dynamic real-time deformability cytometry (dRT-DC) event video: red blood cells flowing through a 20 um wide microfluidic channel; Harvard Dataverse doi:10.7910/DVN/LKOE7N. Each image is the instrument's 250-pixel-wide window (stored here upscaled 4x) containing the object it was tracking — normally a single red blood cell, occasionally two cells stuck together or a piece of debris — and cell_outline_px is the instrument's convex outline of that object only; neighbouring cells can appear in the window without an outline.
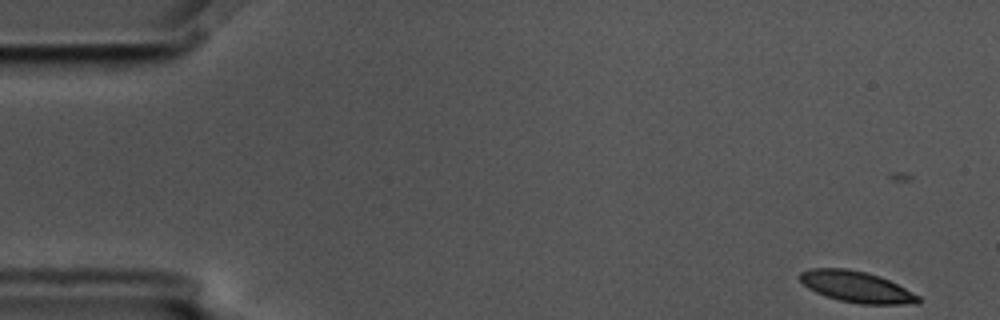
{"species": "common noctule bat (a hibernating species)", "species_latin": "Nyctalus noctula", "temperature_condition": "cold", "stored_images_in_passage": 40, "camera_frame_rate_fps": 3000, "um_per_image_px": 0.085, "animal": {"sex": "male", "body_mass_g": 17.5, "forearm_length_mm": 52.3}, "frame": {"image": 1, "passage_image": 1, "time_ms": 0.0, "image_size_px": [1000, 320], "cell_outline_px": [[920, 304], [860, 304], [840, 300], [816, 292], [808, 288], [800, 280], [800, 272], [812, 268], [848, 268], [880, 276], [920, 296]], "centroid_in_image_um": [72.82, 24.38], "position_along_channel_um": 12.2, "area_um2": 21.27}}
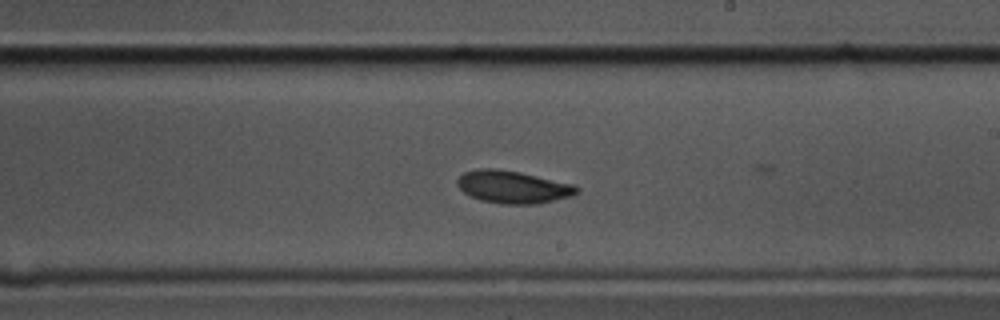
{"frame": {"image": 2, "passage_image": 31, "time_ms": 10.0, "image_size_px": [1000, 320], "cell_outline_px": [[580, 192], [572, 196], [536, 204], [500, 204], [480, 200], [464, 192], [456, 184], [456, 180], [464, 172], [480, 168], [492, 168], [520, 172], [576, 184], [580, 188]], "centroid_in_image_um": [43.64, 15.89], "position_along_channel_um": 245.4, "area_um2": 22.83}}
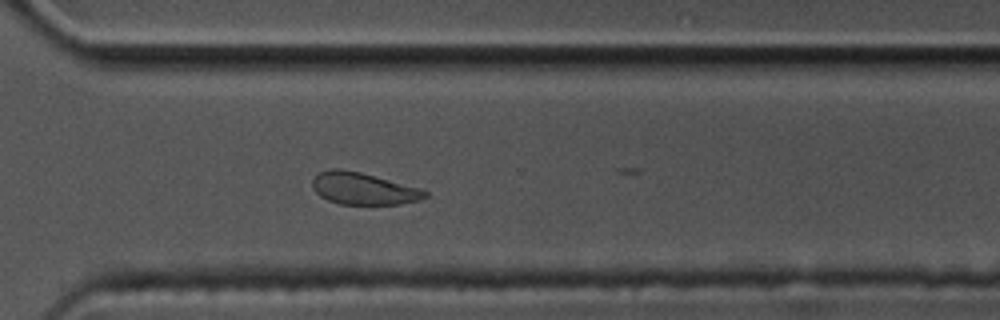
{"frame": {"image": 3, "passage_image": 39, "time_ms": 12.667, "image_size_px": [1000, 320], "cell_outline_px": [[428, 196], [420, 200], [400, 204], [340, 204], [328, 200], [320, 196], [312, 188], [312, 180], [320, 172], [332, 168], [340, 168], [360, 172], [420, 188], [428, 192]], "centroid_in_image_um": [30.88, 16.03], "position_along_channel_um": 339.7, "area_um2": 20.92}}